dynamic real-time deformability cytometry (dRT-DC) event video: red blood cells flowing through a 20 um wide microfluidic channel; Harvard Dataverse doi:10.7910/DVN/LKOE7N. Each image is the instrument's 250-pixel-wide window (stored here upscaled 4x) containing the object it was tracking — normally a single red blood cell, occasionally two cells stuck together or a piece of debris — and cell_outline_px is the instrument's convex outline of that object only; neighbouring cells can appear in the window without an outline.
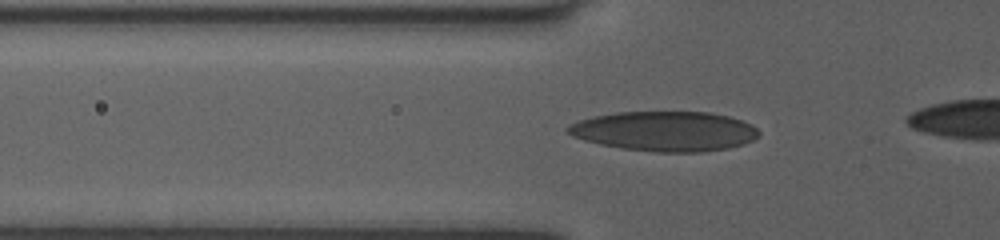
{"species": "human", "species_latin": "Homo sapiens", "temperature_condition": "room temperature", "stored_images_in_passage": 33, "camera_frame_rate_fps": 3000, "um_per_image_px": 0.085, "donor": {"sex": "female"}, "frame": {"image": 1, "passage_image": 5, "time_ms": 1.333, "image_size_px": [1000, 240], "cell_outline_px": [[760, 132], [752, 140], [744, 144], [728, 148], [700, 152], [656, 152], [620, 148], [600, 144], [584, 140], [572, 136], [564, 128], [568, 124], [580, 120], [596, 116], [616, 112], [708, 112], [728, 116], [740, 120], [756, 128]], "centroid_in_image_um": [56.47, 11.16], "position_along_channel_um": 69.3, "area_um2": 44.16}}
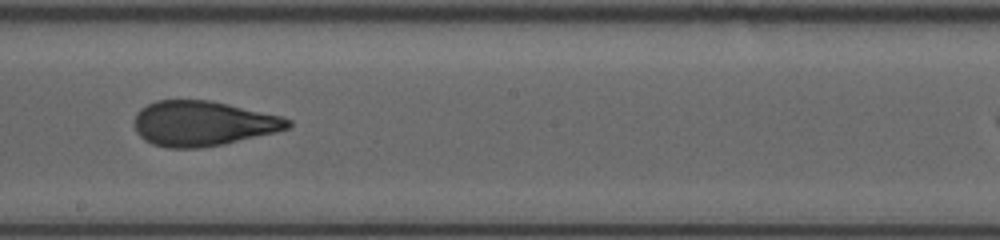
{"frame": {"image": 2, "passage_image": 17, "time_ms": 5.333, "image_size_px": [1000, 240], "cell_outline_px": [[292, 124], [288, 128], [272, 132], [220, 144], [200, 148], [168, 148], [152, 144], [144, 140], [136, 132], [136, 116], [148, 104], [156, 100], [208, 100], [228, 104], [280, 116], [292, 120]], "centroid_in_image_um": [17.22, 10.49], "position_along_channel_um": 231.0, "area_um2": 39.48}}
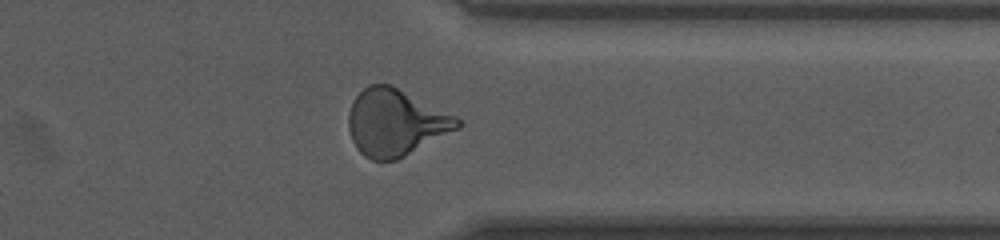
{"frame": {"image": 3, "passage_image": 28, "time_ms": 9.0, "image_size_px": [1000, 240], "cell_outline_px": [[460, 128], [396, 160], [372, 160], [364, 156], [356, 148], [352, 140], [348, 128], [348, 112], [352, 100], [368, 84], [392, 84], [456, 116], [460, 120]], "centroid_in_image_um": [33.6, 10.4], "position_along_channel_um": 377.8, "area_um2": 42.37}}